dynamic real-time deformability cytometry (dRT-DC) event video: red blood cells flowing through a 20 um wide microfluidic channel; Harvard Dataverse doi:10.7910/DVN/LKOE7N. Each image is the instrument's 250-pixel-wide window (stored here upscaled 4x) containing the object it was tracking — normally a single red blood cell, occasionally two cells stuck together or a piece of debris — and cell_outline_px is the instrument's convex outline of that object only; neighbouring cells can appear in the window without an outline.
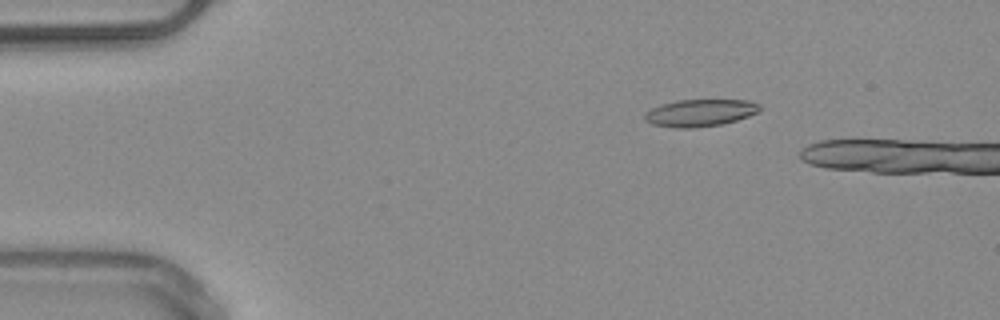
{"species": "common noctule bat (a hibernating species)", "species_latin": "Nyctalus noctula", "temperature_condition": "warm", "stored_images_in_passage": 5, "camera_frame_rate_fps": 3000, "um_per_image_px": 0.085, "animal": {"sex": "male", "body_mass_g": 20.4}, "frame": {"image": 1, "passage_image": 3, "time_ms": 2.333, "image_size_px": [1000, 320], "cell_outline_px": [[764, 108], [760, 112], [736, 120], [720, 124], [692, 128], [676, 128], [652, 124], [644, 120], [644, 116], [652, 108], [660, 104], [676, 100], [748, 100], [760, 104]], "centroid_in_image_um": [59.54, 9.58], "position_along_channel_um": 25.5, "area_um2": 18.26}}